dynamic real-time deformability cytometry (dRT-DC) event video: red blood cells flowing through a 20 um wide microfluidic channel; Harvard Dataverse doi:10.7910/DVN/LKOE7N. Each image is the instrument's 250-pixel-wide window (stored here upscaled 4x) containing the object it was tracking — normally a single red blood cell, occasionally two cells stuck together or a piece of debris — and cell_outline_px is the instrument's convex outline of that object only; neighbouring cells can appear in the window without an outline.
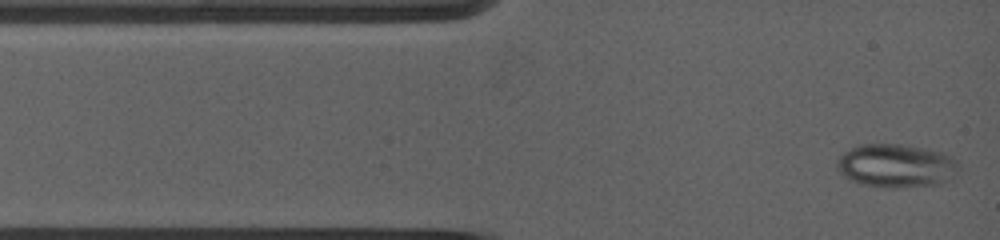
{"species": "common noctule bat (a hibernating species)", "species_latin": "Nyctalus noctula", "temperature_condition": "warm", "stored_images_in_passage": 8, "camera_frame_rate_fps": 5000, "um_per_image_px": 0.085, "animal": {"sex": "female", "body_mass_g": 19.0, "forearm_length_mm": 53.3}, "frame": {"image": 1, "passage_image": 1, "time_ms": 0.0, "image_size_px": [1000, 240], "cell_outline_px": [[956, 164], [940, 180], [932, 184], [868, 184], [852, 180], [844, 176], [840, 172], [836, 164], [836, 160], [844, 152], [852, 148], [864, 144], [900, 144], [940, 152], [948, 156]], "centroid_in_image_um": [75.97, 13.99], "position_along_channel_um": 9.0, "area_um2": 27.98}}
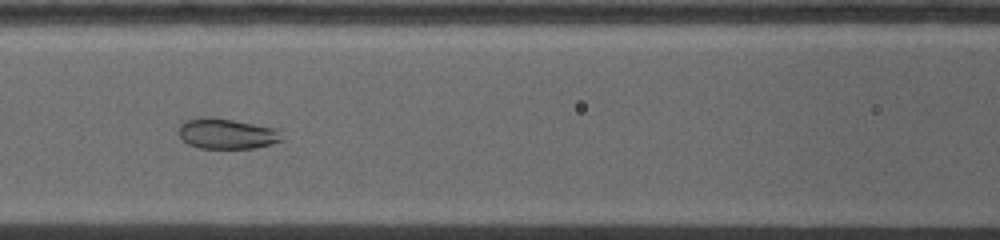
{"frame": {"image": 2, "passage_image": 7, "time_ms": 4.6, "image_size_px": [1000, 240], "cell_outline_px": [[280, 140], [268, 144], [252, 148], [200, 148], [188, 144], [180, 136], [180, 128], [188, 120], [232, 120], [272, 128], [276, 132]], "centroid_in_image_um": [19.25, 11.42], "position_along_channel_um": 147.4, "area_um2": 16.7}}
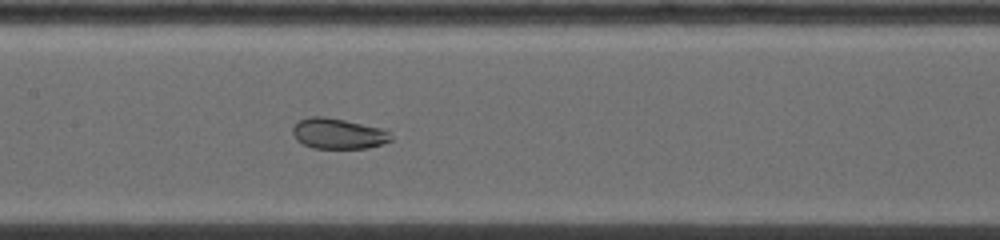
{"frame": {"image": 3, "passage_image": 8, "time_ms": 5.4, "image_size_px": [1000, 240], "cell_outline_px": [[392, 140], [368, 148], [312, 148], [296, 140], [292, 132], [292, 128], [300, 120], [316, 116], [344, 120], [376, 128], [388, 132], [392, 136]], "centroid_in_image_um": [28.71, 11.38], "position_along_channel_um": 178.7, "area_um2": 16.94}}